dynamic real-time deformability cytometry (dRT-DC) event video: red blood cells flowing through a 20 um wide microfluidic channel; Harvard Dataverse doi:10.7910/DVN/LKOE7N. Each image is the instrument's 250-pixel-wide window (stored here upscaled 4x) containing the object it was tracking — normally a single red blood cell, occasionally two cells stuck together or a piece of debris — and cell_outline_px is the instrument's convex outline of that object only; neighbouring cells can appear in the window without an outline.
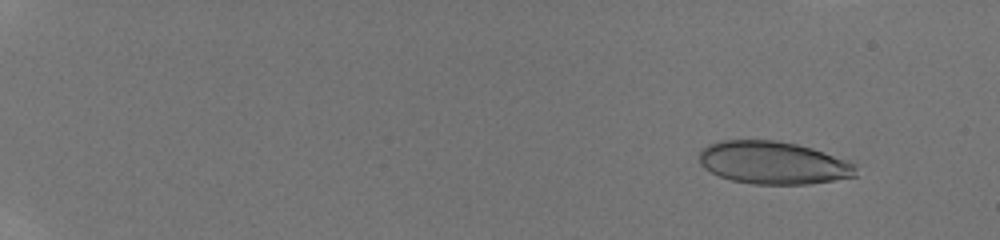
{"species": "human", "species_latin": "Homo sapiens", "temperature_condition": "room temperature", "stored_images_in_passage": 43, "camera_frame_rate_fps": 3000, "um_per_image_px": 0.085, "donor": {"sex": "male"}, "frame": {"image": 1, "passage_image": 1, "time_ms": 0.0, "image_size_px": [1000, 240], "cell_outline_px": [[856, 176], [808, 184], [752, 184], [732, 180], [720, 176], [704, 168], [700, 164], [700, 148], [708, 144], [720, 140], [776, 140], [796, 144], [812, 148], [848, 160], [856, 164]], "centroid_in_image_um": [65.71, 13.82], "position_along_channel_um": 19.3, "area_um2": 39.07}}
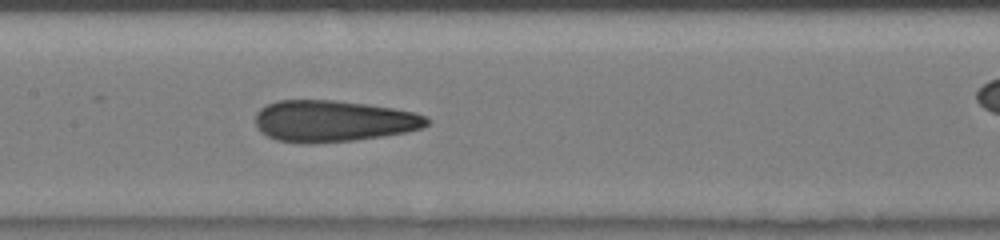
{"frame": {"image": 2, "passage_image": 25, "time_ms": 8.0, "image_size_px": [1000, 240], "cell_outline_px": [[432, 120], [424, 128], [408, 132], [356, 140], [312, 144], [304, 144], [276, 140], [260, 132], [256, 124], [256, 112], [260, 108], [276, 100], [332, 100], [368, 104], [416, 112], [428, 116]], "centroid_in_image_um": [28.36, 10.3], "position_along_channel_um": 179.0, "area_um2": 41.96}}
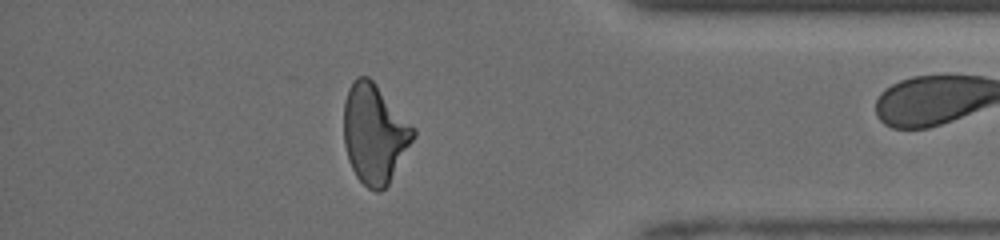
{"frame": {"image": 3, "passage_image": 42, "time_ms": 13.667, "image_size_px": [1000, 240], "cell_outline_px": [[416, 136], [388, 184], [380, 192], [376, 192], [368, 188], [356, 176], [348, 160], [344, 144], [344, 100], [348, 88], [356, 76], [368, 76], [376, 84], [416, 128]], "centroid_in_image_um": [31.83, 11.35], "position_along_channel_um": 403.4, "area_um2": 40.34}}